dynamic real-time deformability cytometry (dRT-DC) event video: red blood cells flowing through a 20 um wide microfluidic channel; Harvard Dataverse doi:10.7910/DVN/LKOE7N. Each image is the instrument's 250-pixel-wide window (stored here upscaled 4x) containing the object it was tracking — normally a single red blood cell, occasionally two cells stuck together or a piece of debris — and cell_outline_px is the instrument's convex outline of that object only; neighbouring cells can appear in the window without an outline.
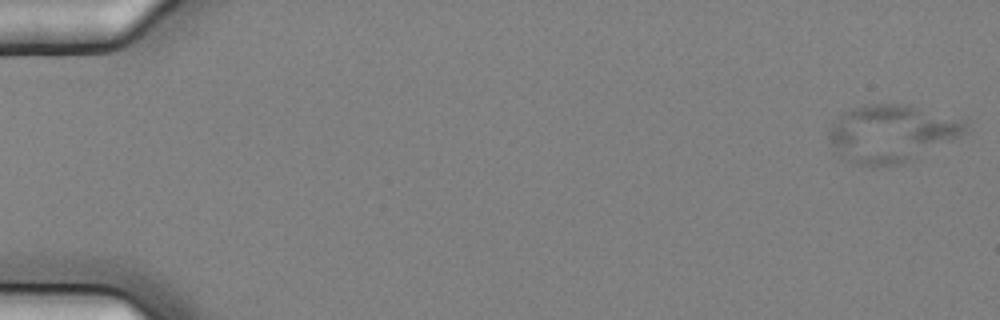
{"species": "common noctule bat (a hibernating species)", "species_latin": "Nyctalus noctula", "temperature_condition": "cold", "stored_images_in_passage": 5, "camera_frame_rate_fps": 3000, "um_per_image_px": 0.085, "animal": {"sex": "female", "body_mass_g": 25.1}, "frame": {"image": 1, "passage_image": 1, "time_ms": 0.0, "image_size_px": [1000, 320], "cell_outline_px": [[968, 132], [912, 160], [900, 164], [876, 168], [852, 164], [840, 160], [828, 136], [828, 128], [840, 112], [864, 104], [900, 104], [964, 120], [968, 124]], "centroid_in_image_um": [75.68, 11.38], "position_along_channel_um": 9.3, "area_um2": 46.07}}
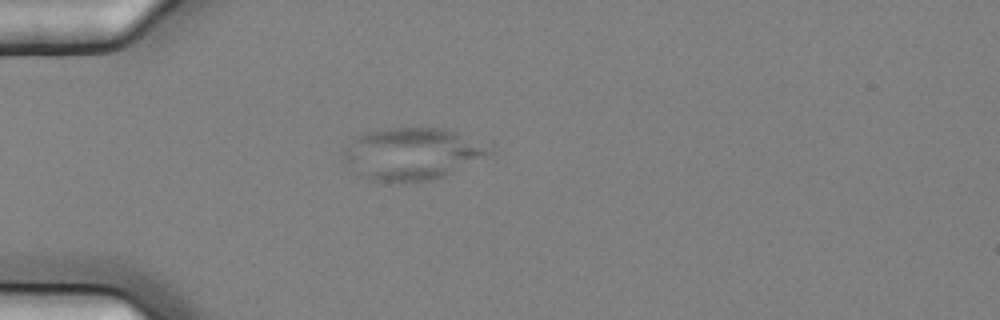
{"frame": {"image": 2, "passage_image": 5, "time_ms": 1.333, "image_size_px": [1000, 320], "cell_outline_px": [[496, 152], [436, 180], [404, 184], [368, 180], [352, 172], [340, 160], [344, 148], [352, 140], [364, 132], [388, 128], [448, 128], [492, 140]], "centroid_in_image_um": [35.12, 13.08], "position_along_channel_um": 49.9, "area_um2": 46.7}}